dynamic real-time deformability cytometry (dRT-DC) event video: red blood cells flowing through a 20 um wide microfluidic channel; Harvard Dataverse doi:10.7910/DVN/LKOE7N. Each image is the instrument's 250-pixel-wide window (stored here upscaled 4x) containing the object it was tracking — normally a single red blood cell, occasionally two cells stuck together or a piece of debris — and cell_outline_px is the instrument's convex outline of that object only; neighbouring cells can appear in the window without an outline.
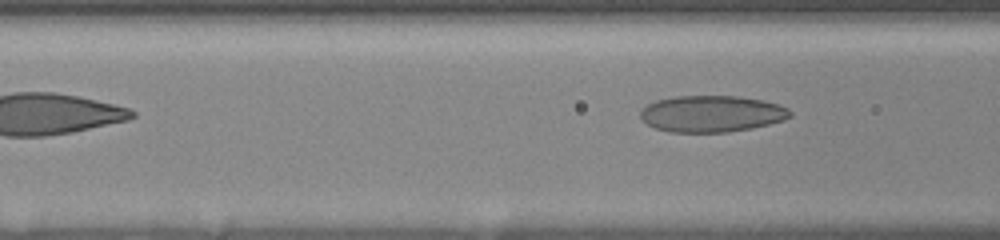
{"species": "human", "species_latin": "Homo sapiens", "temperature_condition": "room temperature", "stored_images_in_passage": 14, "segment_of_instrument_passage": [2, 2], "camera_frame_rate_fps": 3000, "um_per_image_px": 0.085, "donor": {"sex": "female"}, "frame": {"image": 1, "passage_image": 14, "time_ms": 4.667, "image_size_px": [1000, 240], "cell_outline_px": [[792, 116], [784, 120], [752, 128], [728, 132], [668, 132], [656, 128], [640, 120], [640, 112], [648, 104], [656, 100], [676, 96], [736, 96], [764, 100], [788, 108], [792, 112]], "centroid_in_image_um": [60.49, 9.67], "position_along_channel_um": 106.1, "area_um2": 31.91}}